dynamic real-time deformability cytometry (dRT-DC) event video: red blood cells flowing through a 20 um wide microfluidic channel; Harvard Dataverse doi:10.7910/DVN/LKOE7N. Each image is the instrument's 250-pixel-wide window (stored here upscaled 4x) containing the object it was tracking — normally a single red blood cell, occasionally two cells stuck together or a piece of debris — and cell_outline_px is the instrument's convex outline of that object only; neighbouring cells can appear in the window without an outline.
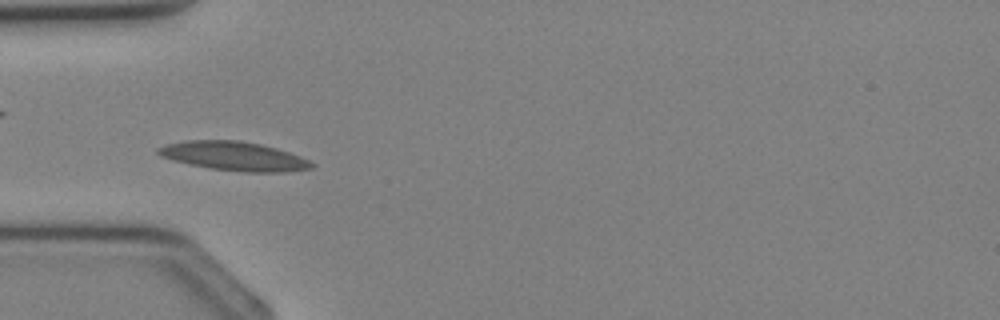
{"species": "Egyptian fruit bat (a non-hibernating species)", "species_latin": "Rousettus aegyptiacus", "temperature_condition": "cold", "stored_images_in_passage": 36, "camera_frame_rate_fps": 3000, "um_per_image_px": 0.085, "animal": {"sex": "female"}, "frame": {"image": 1, "passage_image": 11, "time_ms": 3.333, "image_size_px": [1000, 320], "cell_outline_px": [[316, 164], [312, 168], [284, 172], [244, 172], [212, 168], [188, 164], [172, 160], [160, 156], [156, 152], [156, 148], [164, 144], [184, 140], [240, 140], [260, 144], [276, 148], [300, 156]], "centroid_in_image_um": [19.85, 13.26], "position_along_channel_um": 65.2, "area_um2": 26.01}}
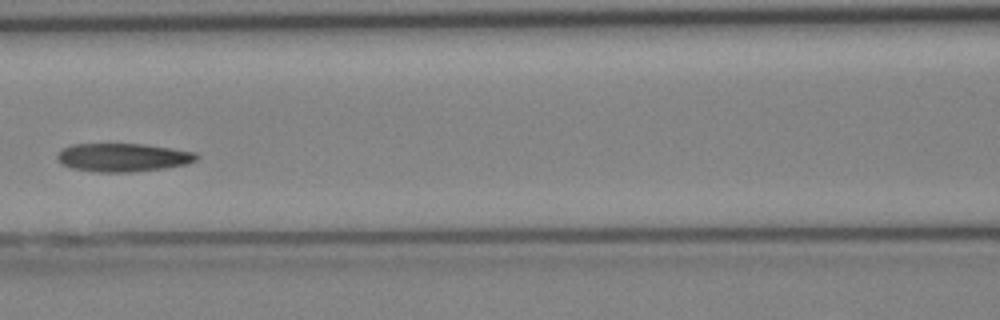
{"frame": {"image": 2, "passage_image": 16, "time_ms": 5.0, "image_size_px": [1000, 320], "cell_outline_px": [[200, 156], [196, 160], [188, 164], [164, 168], [132, 172], [96, 172], [72, 168], [60, 164], [56, 156], [64, 148], [72, 144], [144, 144], [172, 148], [196, 152]], "centroid_in_image_um": [10.48, 13.38], "position_along_channel_um": 156.1, "area_um2": 23.12}}
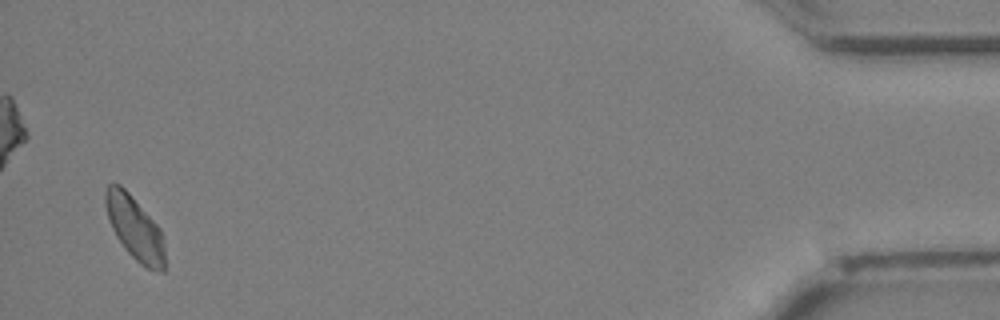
{"frame": {"image": 3, "passage_image": 35, "time_ms": 11.333, "image_size_px": [1000, 320], "cell_outline_px": [[164, 272], [160, 272], [148, 268], [140, 264], [124, 248], [116, 236], [112, 228], [104, 204], [104, 192], [108, 184], [120, 184], [128, 192], [160, 228], [164, 248]], "centroid_in_image_um": [11.44, 19.38], "position_along_channel_um": 423.8, "area_um2": 21.73}}